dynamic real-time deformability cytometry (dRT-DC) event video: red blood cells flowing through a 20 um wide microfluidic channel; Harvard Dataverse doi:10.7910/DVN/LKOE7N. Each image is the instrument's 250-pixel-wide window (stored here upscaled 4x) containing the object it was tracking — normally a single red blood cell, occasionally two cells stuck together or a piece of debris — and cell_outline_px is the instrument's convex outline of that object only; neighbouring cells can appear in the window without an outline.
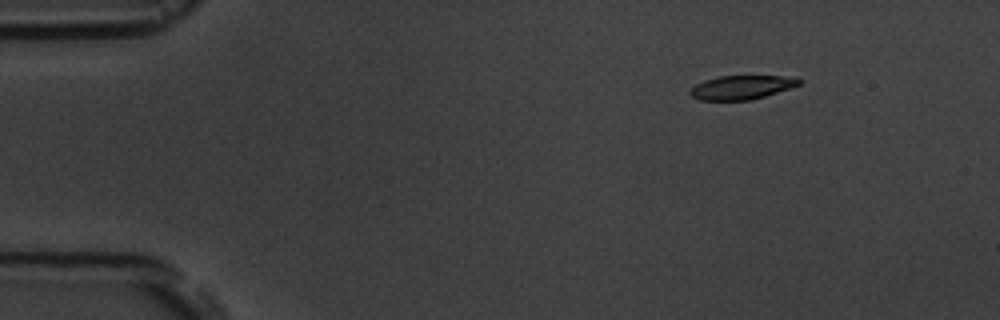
{"species": "common noctule bat (a hibernating species)", "species_latin": "Nyctalus noctula", "temperature_condition": "room temperature", "stored_images_in_passage": 4, "camera_frame_rate_fps": 3000, "um_per_image_px": 0.085, "animal": {"sex": "male", "body_mass_g": 19.5, "forearm_length_mm": 54.6}, "frame": {"image": 1, "passage_image": 2, "time_ms": 2.0, "image_size_px": [1000, 320], "cell_outline_px": [[800, 84], [752, 100], [700, 100], [692, 96], [688, 92], [696, 84], [704, 80], [720, 76], [796, 76], [800, 80]], "centroid_in_image_um": [63.02, 7.42], "position_along_channel_um": 22.0, "area_um2": 15.03}}